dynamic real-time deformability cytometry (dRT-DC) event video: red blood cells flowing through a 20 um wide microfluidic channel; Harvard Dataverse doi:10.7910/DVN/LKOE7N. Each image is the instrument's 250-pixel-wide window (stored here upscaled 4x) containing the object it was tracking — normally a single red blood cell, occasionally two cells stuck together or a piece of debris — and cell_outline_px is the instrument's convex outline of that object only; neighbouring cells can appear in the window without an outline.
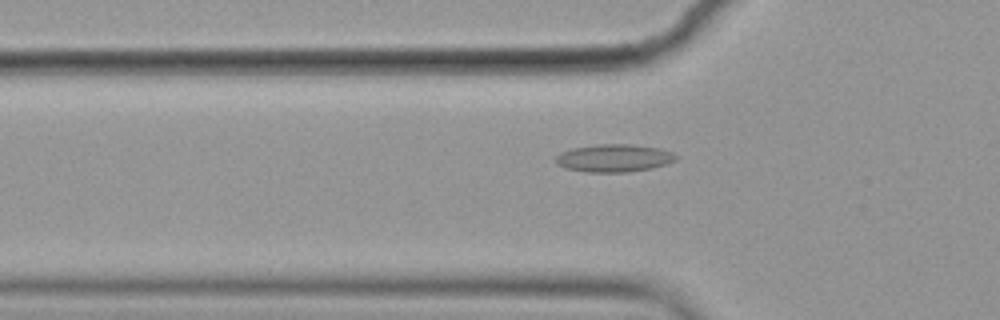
{"species": "common noctule bat (a hibernating species)", "species_latin": "Nyctalus noctula", "temperature_condition": "cold", "stored_images_in_passage": 57, "camera_frame_rate_fps": 3000, "um_per_image_px": 0.085, "animal": {"sex": "female", "body_mass_g": 19.9}, "frame": {"image": 1, "passage_image": 18, "time_ms": 5.667, "image_size_px": [1000, 320], "cell_outline_px": [[676, 160], [668, 164], [652, 168], [628, 172], [584, 172], [564, 168], [556, 164], [556, 156], [560, 152], [572, 148], [596, 144], [632, 144], [660, 148], [672, 152], [676, 156]], "centroid_in_image_um": [52.18, 13.44], "position_along_channel_um": 73.6, "area_um2": 19.65}}
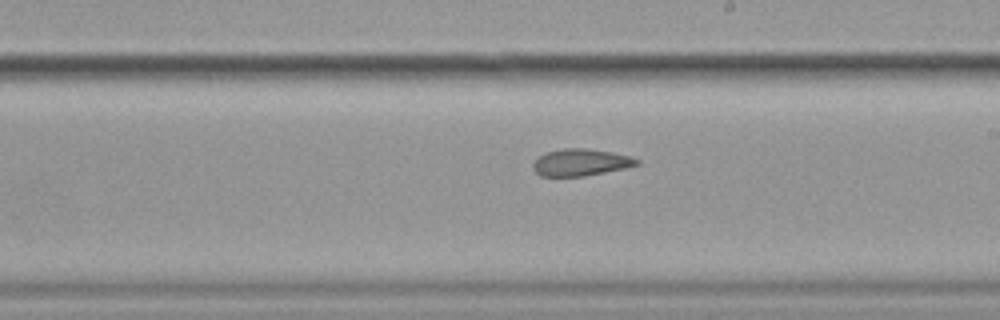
{"frame": {"image": 2, "passage_image": 32, "time_ms": 10.333, "image_size_px": [1000, 320], "cell_outline_px": [[640, 164], [628, 168], [584, 176], [540, 176], [532, 168], [532, 164], [540, 156], [548, 152], [564, 148], [588, 148], [612, 152], [628, 156], [640, 160]], "centroid_in_image_um": [49.39, 13.81], "position_along_channel_um": 239.6, "area_um2": 16.3}}
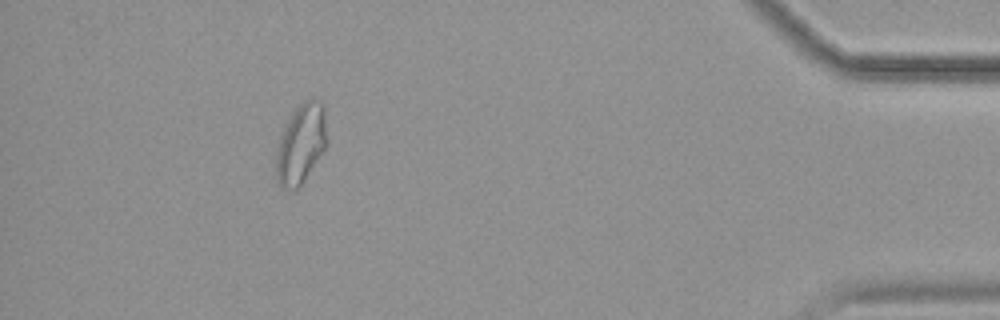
{"frame": {"image": 3, "passage_image": 51, "time_ms": 16.667, "image_size_px": [1000, 320], "cell_outline_px": [[328, 140], [324, 148], [300, 184], [296, 188], [280, 188], [276, 180], [276, 152], [280, 136], [284, 124], [292, 112], [304, 100], [316, 96], [324, 104]], "centroid_in_image_um": [25.58, 12.13], "position_along_channel_um": 409.6, "area_um2": 23.64}}